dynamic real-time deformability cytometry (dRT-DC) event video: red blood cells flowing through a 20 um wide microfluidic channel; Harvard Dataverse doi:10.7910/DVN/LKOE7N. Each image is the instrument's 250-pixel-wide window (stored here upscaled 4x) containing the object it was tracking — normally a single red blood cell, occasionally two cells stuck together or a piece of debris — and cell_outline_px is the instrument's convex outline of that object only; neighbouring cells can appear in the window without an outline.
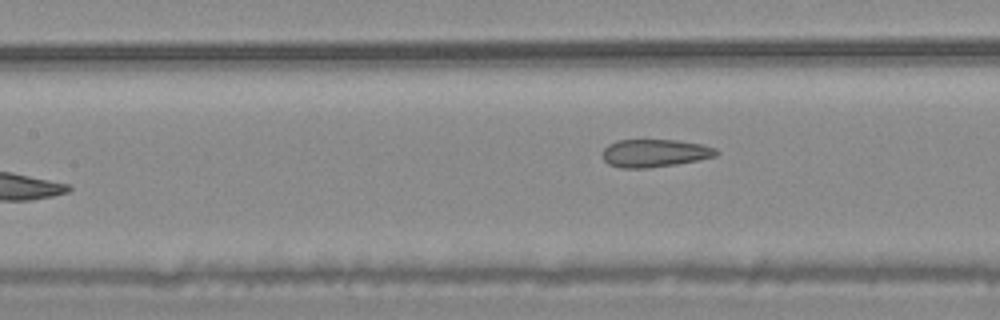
{"species": "common noctule bat (a hibernating species)", "species_latin": "Nyctalus noctula", "temperature_condition": "warm", "stored_images_in_passage": 8, "camera_frame_rate_fps": 3000, "um_per_image_px": 0.085, "animal": {"sex": "male", "body_mass_g": 20.4}, "frame": {"image": 1, "passage_image": 8, "time_ms": 2.333, "image_size_px": [1000, 320], "cell_outline_px": [[720, 152], [716, 156], [676, 164], [648, 168], [620, 168], [608, 164], [604, 160], [604, 148], [608, 144], [616, 140], [676, 140], [700, 144], [716, 148]], "centroid_in_image_um": [55.64, 13.01], "position_along_channel_um": 151.8, "area_um2": 18.38}}